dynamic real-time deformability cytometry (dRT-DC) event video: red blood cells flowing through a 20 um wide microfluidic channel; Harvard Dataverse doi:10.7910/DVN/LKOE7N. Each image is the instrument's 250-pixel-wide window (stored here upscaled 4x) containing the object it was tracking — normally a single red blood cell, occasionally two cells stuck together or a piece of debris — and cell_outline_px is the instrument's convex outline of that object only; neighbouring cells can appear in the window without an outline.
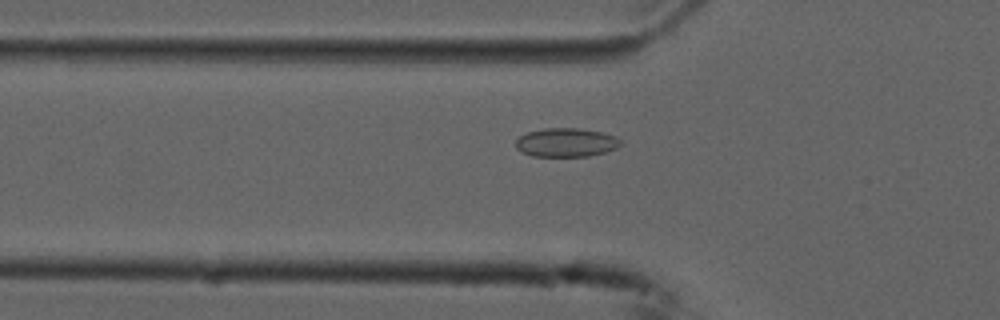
{"species": "common noctule bat (a hibernating species)", "species_latin": "Nyctalus noctula", "temperature_condition": "cold", "stored_images_in_passage": 31, "camera_frame_rate_fps": 3000, "um_per_image_px": 0.085, "animal": {"sex": "male", "forearm_length_mm": 52.5}, "frame": {"image": 1, "passage_image": 11, "time_ms": 3.333, "image_size_px": [1000, 320], "cell_outline_px": [[620, 144], [616, 148], [604, 152], [588, 156], [532, 156], [520, 152], [516, 148], [516, 140], [520, 136], [528, 132], [544, 128], [580, 128], [600, 132], [616, 136], [620, 140]], "centroid_in_image_um": [48.09, 12.11], "position_along_channel_um": 77.7, "area_um2": 17.51}}
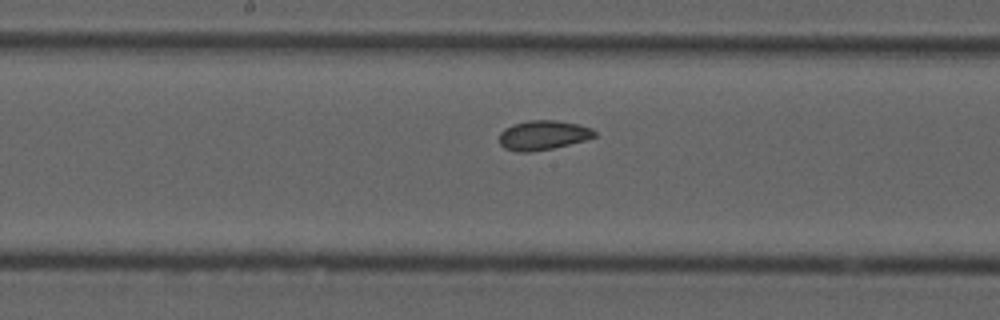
{"frame": {"image": 2, "passage_image": 21, "time_ms": 6.667, "image_size_px": [1000, 320], "cell_outline_px": [[596, 136], [584, 140], [552, 148], [528, 152], [516, 152], [504, 148], [500, 144], [500, 132], [504, 128], [512, 124], [528, 120], [556, 120], [576, 124], [592, 128], [596, 132]], "centroid_in_image_um": [46.12, 11.48], "position_along_channel_um": 202.1, "area_um2": 16.3}}
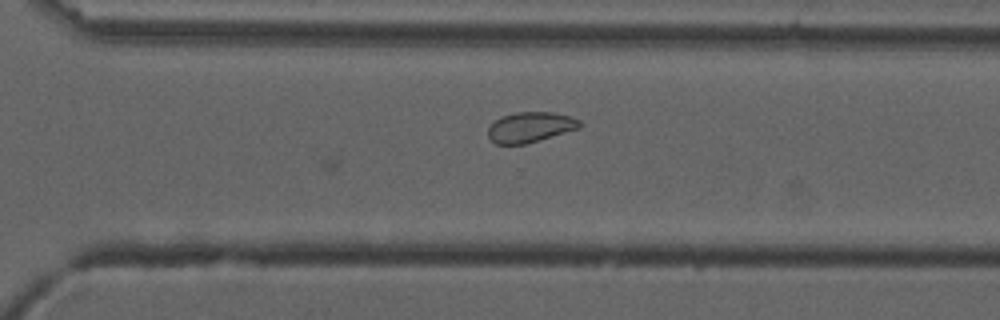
{"frame": {"image": 3, "passage_image": 31, "time_ms": 10.0, "image_size_px": [1000, 320], "cell_outline_px": [[584, 124], [580, 128], [524, 144], [496, 144], [488, 136], [488, 128], [496, 120], [504, 116], [516, 112], [552, 112], [568, 116], [580, 120]], "centroid_in_image_um": [45.1, 10.8], "position_along_channel_um": 325.5, "area_um2": 15.95}}